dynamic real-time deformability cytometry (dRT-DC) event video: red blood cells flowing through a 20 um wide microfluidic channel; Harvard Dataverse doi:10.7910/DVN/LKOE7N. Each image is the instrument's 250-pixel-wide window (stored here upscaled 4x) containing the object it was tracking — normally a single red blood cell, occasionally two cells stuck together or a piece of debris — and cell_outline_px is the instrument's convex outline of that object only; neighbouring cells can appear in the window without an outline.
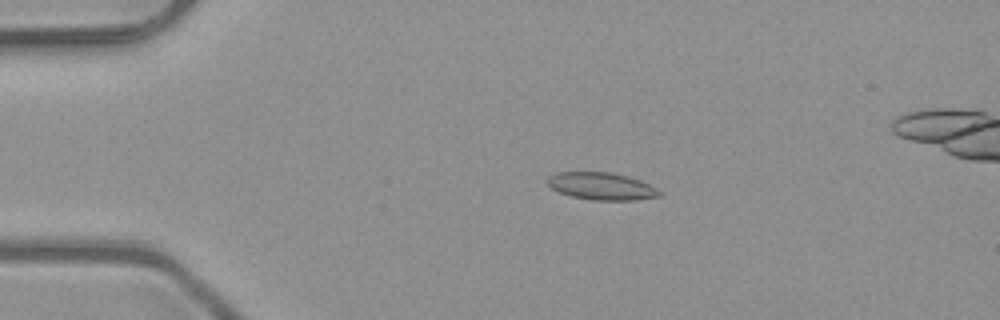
{"species": "common noctule bat (a hibernating species)", "species_latin": "Nyctalus noctula", "temperature_condition": "room temperature", "stored_images_in_passage": 5, "camera_frame_rate_fps": 3000, "um_per_image_px": 0.085, "animal": {"sex": "male", "body_mass_g": 23.1, "forearm_length_mm": 52.7}, "frame": {"image": 1, "passage_image": 3, "time_ms": 0.667, "image_size_px": [1000, 320], "cell_outline_px": [[664, 192], [660, 196], [636, 200], [592, 200], [572, 196], [560, 192], [552, 188], [548, 184], [548, 176], [556, 172], [612, 172], [628, 176], [640, 180]], "centroid_in_image_um": [51.16, 15.82], "position_along_channel_um": 33.8, "area_um2": 17.86}}